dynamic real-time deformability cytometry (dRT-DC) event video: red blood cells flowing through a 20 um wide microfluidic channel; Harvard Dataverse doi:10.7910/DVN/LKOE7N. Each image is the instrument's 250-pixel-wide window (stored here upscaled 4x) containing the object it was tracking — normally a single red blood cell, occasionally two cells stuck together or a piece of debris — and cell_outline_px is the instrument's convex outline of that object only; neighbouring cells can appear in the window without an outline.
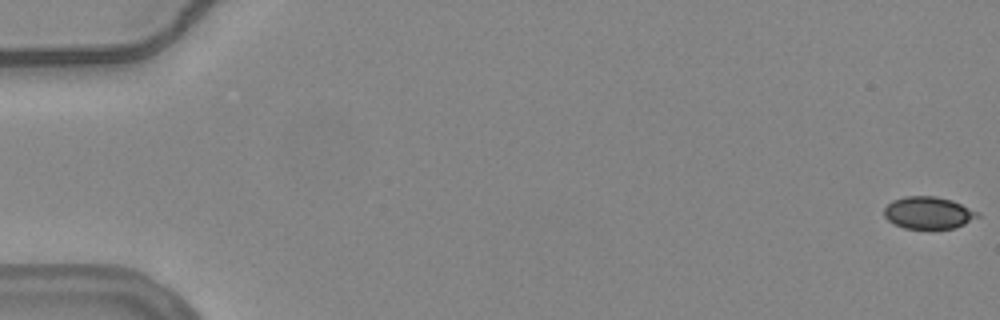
{"species": "common noctule bat (a hibernating species)", "species_latin": "Nyctalus noctula", "temperature_condition": "warm", "stored_images_in_passage": 17, "camera_frame_rate_fps": 3000, "um_per_image_px": 0.085, "animal": {"sex": "female", "body_mass_g": 24.6, "forearm_length_mm": 56.2}, "frame": {"image": 1, "passage_image": 1, "time_ms": 0.0, "image_size_px": [1000, 320], "cell_outline_px": [[980, 216], [964, 224], [952, 228], [932, 232], [904, 228], [888, 220], [884, 216], [884, 208], [892, 200], [904, 196], [936, 196], [952, 200], [980, 212]], "centroid_in_image_um": [78.92, 18.12], "position_along_channel_um": 6.1, "area_um2": 18.15}}
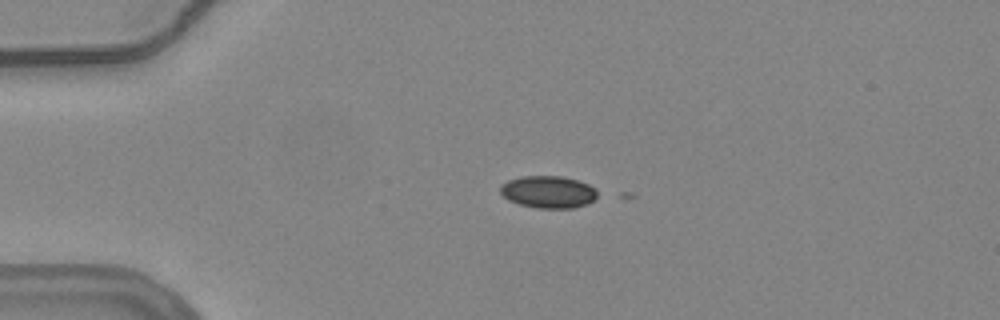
{"frame": {"image": 2, "passage_image": 14, "time_ms": 4.333, "image_size_px": [1000, 320], "cell_outline_px": [[596, 196], [588, 204], [572, 208], [536, 208], [520, 204], [508, 200], [500, 192], [500, 184], [508, 180], [520, 176], [564, 176], [588, 184], [596, 188]], "centroid_in_image_um": [46.58, 16.31], "position_along_channel_um": 38.4, "area_um2": 18.26}}